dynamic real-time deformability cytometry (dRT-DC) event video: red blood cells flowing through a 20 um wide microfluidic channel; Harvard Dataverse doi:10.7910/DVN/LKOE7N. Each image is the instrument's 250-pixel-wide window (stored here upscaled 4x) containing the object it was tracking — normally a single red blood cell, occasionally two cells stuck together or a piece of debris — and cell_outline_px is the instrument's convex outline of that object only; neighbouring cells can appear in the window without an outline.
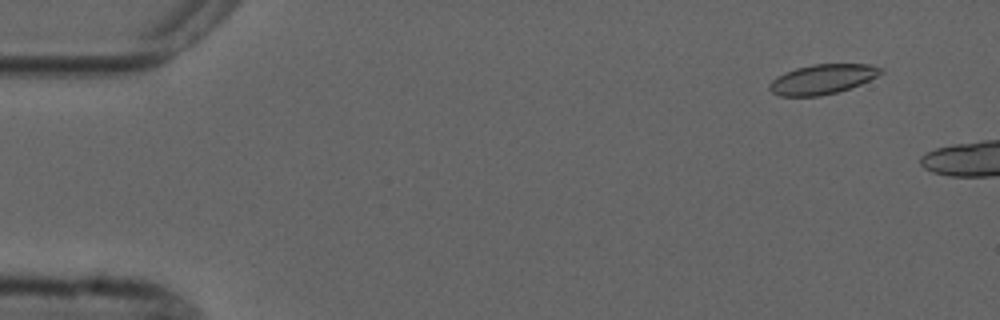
{"species": "common noctule bat (a hibernating species)", "species_latin": "Nyctalus noctula", "temperature_condition": "cold", "stored_images_in_passage": 4, "camera_frame_rate_fps": 3000, "um_per_image_px": 0.085, "animal": {"sex": "male", "forearm_length_mm": 52.5}, "frame": {"image": 1, "passage_image": 2, "time_ms": 1.333, "image_size_px": [1000, 320], "cell_outline_px": [[884, 72], [860, 84], [836, 92], [820, 96], [780, 96], [772, 92], [768, 88], [768, 84], [776, 76], [784, 72], [796, 68], [812, 64], [868, 64], [884, 68]], "centroid_in_image_um": [69.87, 6.72], "position_along_channel_um": 15.1, "area_um2": 19.31}}